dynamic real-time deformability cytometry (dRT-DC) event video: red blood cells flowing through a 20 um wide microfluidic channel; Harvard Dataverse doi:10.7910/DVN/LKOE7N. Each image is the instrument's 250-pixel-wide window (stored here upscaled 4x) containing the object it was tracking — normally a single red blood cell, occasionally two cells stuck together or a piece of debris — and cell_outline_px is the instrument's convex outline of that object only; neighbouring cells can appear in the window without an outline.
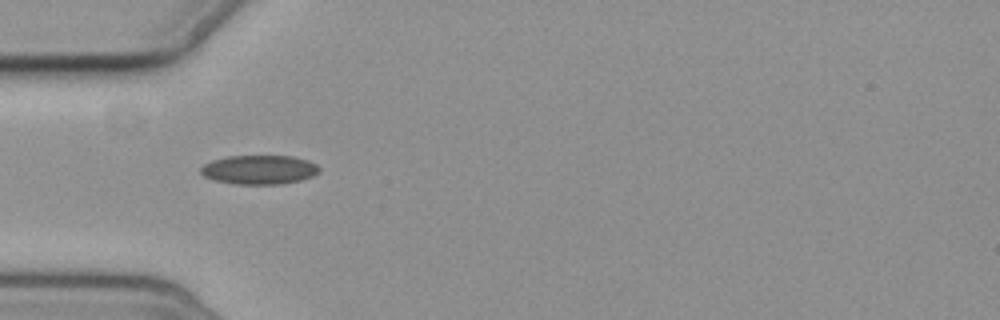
{"species": "common noctule bat (a hibernating species)", "species_latin": "Nyctalus noctula", "temperature_condition": "cold", "stored_images_in_passage": 2, "camera_frame_rate_fps": 3000, "um_per_image_px": 0.085, "animal": {"sex": "female", "body_mass_g": 19.3, "forearm_length_mm": 54.1}, "frame": {"image": 1, "passage_image": 1, "time_ms": 0.0, "image_size_px": [1000, 320], "cell_outline_px": [[320, 172], [312, 176], [300, 180], [280, 184], [236, 184], [216, 180], [204, 176], [200, 172], [200, 168], [204, 164], [212, 160], [228, 156], [292, 156], [308, 160], [316, 164], [320, 168]], "centroid_in_image_um": [22.05, 14.42], "position_along_channel_um": 63.0, "area_um2": 20.06}}
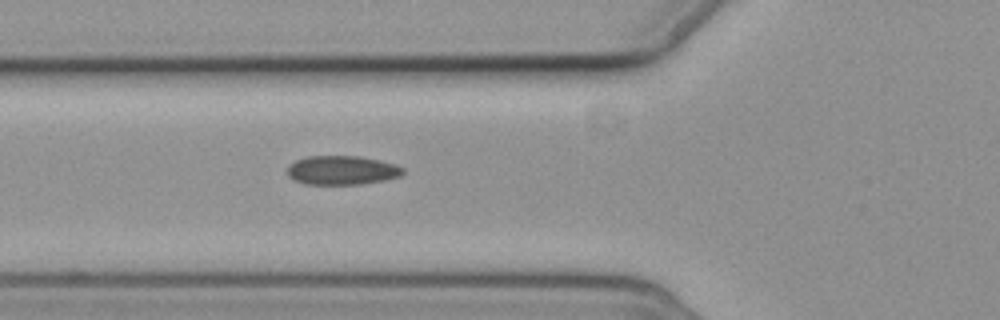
{"frame": {"image": 2, "passage_image": 2, "time_ms": 1.0, "image_size_px": [1000, 320], "cell_outline_px": [[404, 172], [400, 176], [384, 180], [360, 184], [304, 184], [292, 180], [284, 172], [288, 164], [296, 160], [308, 156], [360, 156], [380, 160], [396, 164], [404, 168]], "centroid_in_image_um": [29.01, 14.47], "position_along_channel_um": 96.8, "area_um2": 19.88}}